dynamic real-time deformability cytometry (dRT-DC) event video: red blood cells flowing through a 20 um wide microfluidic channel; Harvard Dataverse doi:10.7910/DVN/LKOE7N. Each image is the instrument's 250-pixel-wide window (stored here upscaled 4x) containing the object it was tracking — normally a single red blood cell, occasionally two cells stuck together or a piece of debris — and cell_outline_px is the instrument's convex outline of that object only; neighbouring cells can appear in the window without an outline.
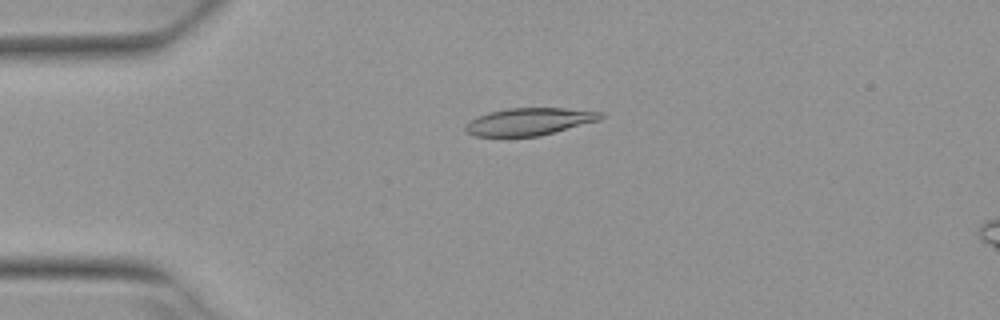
{"species": "Egyptian fruit bat (a non-hibernating species)", "species_latin": "Rousettus aegyptiacus", "temperature_condition": "warm", "stored_images_in_passage": 6, "camera_frame_rate_fps": 3000, "um_per_image_px": 0.085, "animal": {"sex": "female"}, "frame": {"image": 1, "passage_image": 4, "time_ms": 1.0, "image_size_px": [1000, 320], "cell_outline_px": [[604, 116], [600, 120], [540, 136], [476, 136], [468, 132], [464, 128], [476, 116], [488, 112], [508, 108], [564, 108], [604, 112]], "centroid_in_image_um": [45.03, 10.32], "position_along_channel_um": 40.0, "area_um2": 21.44}}
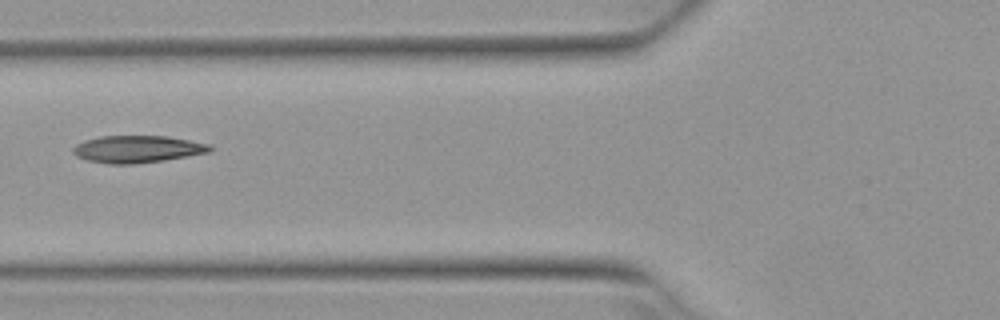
{"frame": {"image": 2, "passage_image": 6, "time_ms": 1.667, "image_size_px": [1000, 320], "cell_outline_px": [[212, 152], [164, 160], [132, 164], [108, 164], [88, 160], [76, 156], [72, 152], [72, 148], [76, 144], [84, 140], [100, 136], [168, 136], [212, 144]], "centroid_in_image_um": [11.7, 12.67], "position_along_channel_um": 114.1, "area_um2": 21.85}}